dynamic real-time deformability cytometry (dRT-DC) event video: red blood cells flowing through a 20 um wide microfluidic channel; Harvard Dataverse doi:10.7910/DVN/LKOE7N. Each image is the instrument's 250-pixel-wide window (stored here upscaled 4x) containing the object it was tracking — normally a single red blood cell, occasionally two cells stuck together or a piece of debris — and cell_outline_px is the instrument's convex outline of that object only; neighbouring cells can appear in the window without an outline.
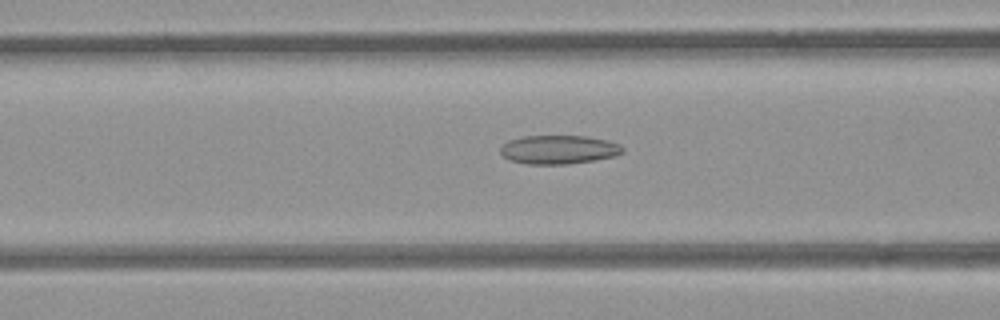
{"species": "common noctule bat (a hibernating species)", "species_latin": "Nyctalus noctula", "temperature_condition": "room temperature", "stored_images_in_passage": 44, "camera_frame_rate_fps": 3000, "um_per_image_px": 0.085, "animal": {"sex": "female", "body_mass_g": 21.9}, "frame": {"image": 1, "passage_image": 12, "time_ms": 3.667, "image_size_px": [1000, 320], "cell_outline_px": [[624, 152], [616, 156], [568, 164], [528, 164], [508, 160], [500, 152], [500, 148], [508, 140], [524, 136], [584, 136], [604, 140], [620, 144], [624, 148]], "centroid_in_image_um": [47.48, 12.72], "position_along_channel_um": 119.1, "area_um2": 20.4}}
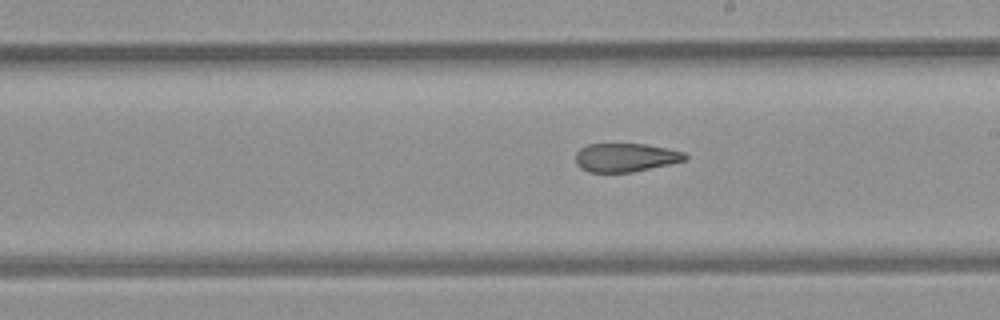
{"frame": {"image": 2, "passage_image": 21, "time_ms": 6.667, "image_size_px": [1000, 320], "cell_outline_px": [[688, 160], [632, 172], [588, 172], [580, 168], [576, 164], [576, 152], [580, 148], [588, 144], [644, 144], [668, 148], [684, 152], [688, 156]], "centroid_in_image_um": [53.18, 13.38], "position_along_channel_um": 235.8, "area_um2": 18.32}}
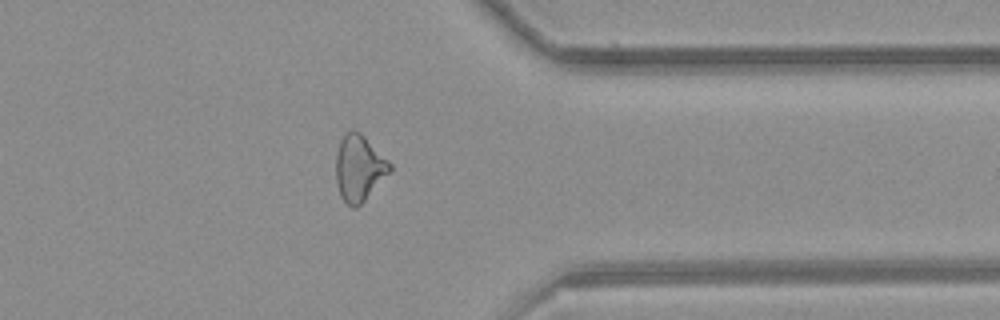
{"frame": {"image": 3, "passage_image": 33, "time_ms": 10.667, "image_size_px": [1000, 320], "cell_outline_px": [[392, 172], [356, 208], [352, 208], [340, 196], [336, 184], [336, 156], [340, 140], [344, 132], [352, 128], [360, 132], [392, 164]], "centroid_in_image_um": [30.52, 14.27], "position_along_channel_um": 380.9, "area_um2": 20.98}, "authors_computed_cell_mechanics": {"area_um2": 20.5768, "velocity_mm_per_s": 3.8807, "shape_relaxation_time_tau1_ms": null, "shape_relaxation_time_tau2_ms": 3.4861, "deformation_change_tau1": null, "deformation_change_tau2": 0.1232}}